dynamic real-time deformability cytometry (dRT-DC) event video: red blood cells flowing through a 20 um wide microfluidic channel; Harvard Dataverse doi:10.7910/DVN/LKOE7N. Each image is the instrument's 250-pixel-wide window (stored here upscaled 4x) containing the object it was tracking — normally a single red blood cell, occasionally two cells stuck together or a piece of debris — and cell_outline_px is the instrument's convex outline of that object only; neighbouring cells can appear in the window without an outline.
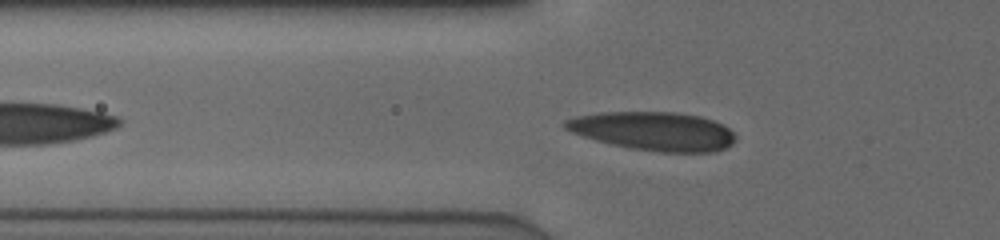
{"species": "human", "species_latin": "Homo sapiens", "temperature_condition": "cold", "stored_images_in_passage": 40, "camera_frame_rate_fps": 3000, "um_per_image_px": 0.085, "donor": {"sex": "male"}, "frame": {"image": 1, "passage_image": 6, "time_ms": 1.667, "image_size_px": [1000, 240], "cell_outline_px": [[736, 140], [728, 148], [716, 152], [660, 152], [628, 148], [596, 140], [572, 132], [564, 128], [564, 120], [576, 116], [600, 112], [676, 112], [700, 116], [724, 124], [736, 136]], "centroid_in_image_um": [55.59, 11.15], "position_along_channel_um": 70.2, "area_um2": 38.55}}
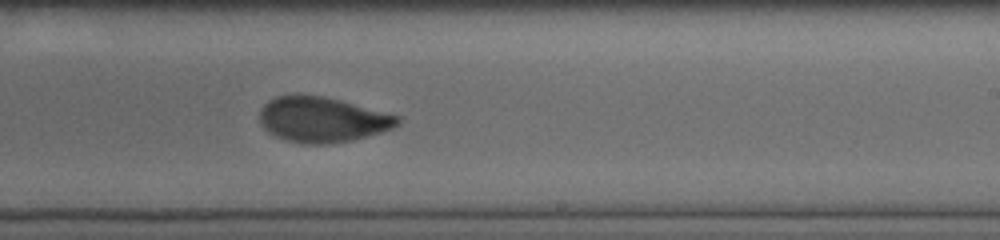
{"frame": {"image": 2, "passage_image": 21, "time_ms": 6.667, "image_size_px": [1000, 240], "cell_outline_px": [[400, 124], [392, 128], [380, 132], [352, 140], [328, 144], [304, 144], [284, 140], [268, 132], [260, 124], [260, 108], [268, 100], [276, 96], [324, 96], [340, 100], [400, 116]], "centroid_in_image_um": [27.38, 10.18], "position_along_channel_um": 261.6, "area_um2": 36.18}}
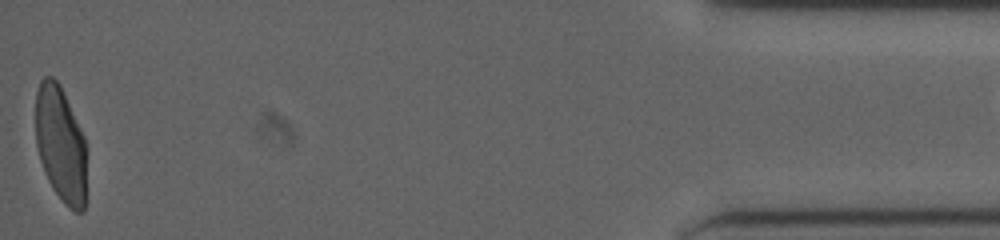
{"frame": {"image": 3, "passage_image": 40, "time_ms": 13.0, "image_size_px": [1000, 240], "cell_outline_px": [[88, 148], [84, 212], [76, 212], [64, 204], [52, 188], [48, 180], [40, 160], [36, 144], [36, 92], [40, 80], [44, 76], [52, 76], [60, 84], [84, 136]], "centroid_in_image_um": [5.18, 12.27], "position_along_channel_um": 430.0, "area_um2": 35.08}, "authors_computed_cell_mechanics": {"area_um2": 36.3273, "velocity_mm_per_s": 3.888, "shape_relaxation_time_tau1_ms": 5.8434, "shape_relaxation_time_tau2_ms": 1.2653, "deformation_change_tau1": 0.1838, "deformation_change_tau2": 0.0626}}